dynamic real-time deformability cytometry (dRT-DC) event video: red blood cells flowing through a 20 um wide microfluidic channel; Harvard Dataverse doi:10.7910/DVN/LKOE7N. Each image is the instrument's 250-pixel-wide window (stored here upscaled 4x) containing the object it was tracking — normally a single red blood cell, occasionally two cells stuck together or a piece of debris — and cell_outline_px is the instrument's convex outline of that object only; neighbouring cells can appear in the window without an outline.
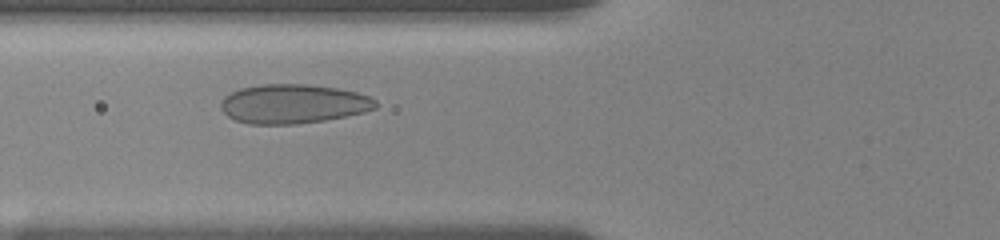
{"species": "human", "species_latin": "Homo sapiens", "temperature_condition": "room temperature", "stored_images_in_passage": 30, "camera_frame_rate_fps": 3000, "um_per_image_px": 0.085, "donor": {"sex": "female"}, "frame": {"image": 1, "passage_image": 8, "time_ms": 3.667, "image_size_px": [1000, 240], "cell_outline_px": [[376, 108], [364, 112], [324, 120], [296, 124], [248, 124], [236, 120], [228, 116], [220, 108], [220, 104], [224, 96], [240, 88], [260, 84], [304, 84], [336, 88], [356, 92], [368, 96], [376, 100]], "centroid_in_image_um": [24.89, 8.83], "position_along_channel_um": 100.9, "area_um2": 35.26}}
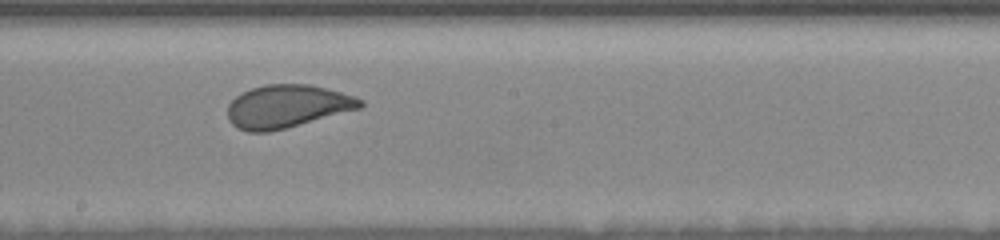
{"frame": {"image": 2, "passage_image": 15, "time_ms": 7.0, "image_size_px": [1000, 240], "cell_outline_px": [[364, 104], [360, 108], [284, 128], [268, 132], [248, 132], [236, 128], [228, 120], [228, 104], [236, 96], [252, 88], [268, 84], [308, 84], [356, 96], [364, 100]], "centroid_in_image_um": [24.38, 9.04], "position_along_channel_um": 223.8, "area_um2": 32.89}}
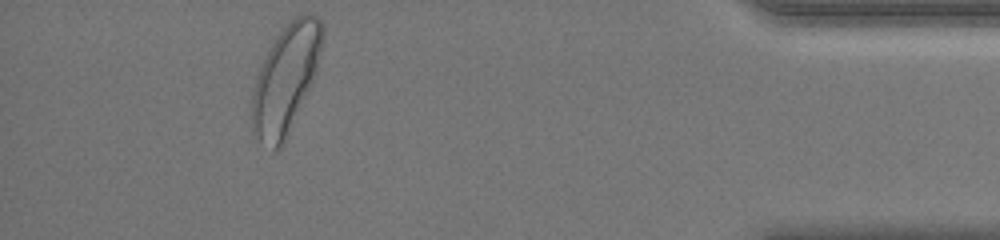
{"frame": {"image": 3, "passage_image": 28, "time_ms": 13.333, "image_size_px": [1000, 240], "cell_outline_px": [[324, 40], [316, 72], [284, 144], [280, 148], [272, 148], [260, 140], [252, 132], [252, 96], [256, 80], [260, 68], [272, 44], [280, 32], [296, 16], [304, 12], [312, 12], [320, 20], [324, 28]], "centroid_in_image_um": [24.32, 6.68], "position_along_channel_um": 410.9, "area_um2": 43.7}}